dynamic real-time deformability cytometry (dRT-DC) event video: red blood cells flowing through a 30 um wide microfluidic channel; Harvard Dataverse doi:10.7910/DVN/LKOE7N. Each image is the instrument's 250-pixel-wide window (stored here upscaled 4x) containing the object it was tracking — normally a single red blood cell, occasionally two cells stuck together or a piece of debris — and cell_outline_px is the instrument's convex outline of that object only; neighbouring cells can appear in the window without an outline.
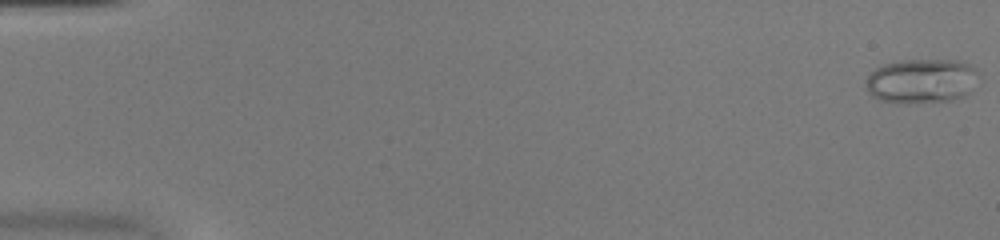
{"species": "common noctule bat (a hibernating species)", "species_latin": "Nyctalus noctula", "temperature_condition": "warm", "stored_images_in_passage": 52, "camera_frame_rate_fps": 3000, "um_per_image_px": 0.085, "animal": {"sex": "female", "body_mass_g": 20.0, "forearm_length_mm": 54.0}, "frame": {"image": 1, "passage_image": 1, "time_ms": 0.0, "image_size_px": [1000, 240], "cell_outline_px": [[980, 76], [968, 92], [964, 96], [952, 100], [908, 104], [900, 104], [880, 100], [872, 96], [868, 92], [864, 84], [864, 80], [876, 68], [884, 64], [900, 60], [956, 60], [968, 64], [976, 68], [980, 72]], "centroid_in_image_um": [78.31, 6.89], "position_along_channel_um": 6.7, "area_um2": 29.71}}
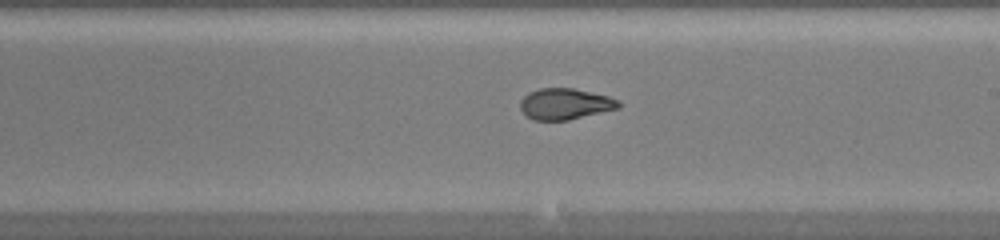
{"frame": {"image": 2, "passage_image": 31, "time_ms": 10.0, "image_size_px": [1000, 240], "cell_outline_px": [[624, 104], [620, 108], [568, 120], [532, 120], [520, 108], [520, 100], [528, 92], [540, 88], [572, 88], [608, 96]], "centroid_in_image_um": [48.04, 8.83], "position_along_channel_um": 241.0, "area_um2": 17.8}}
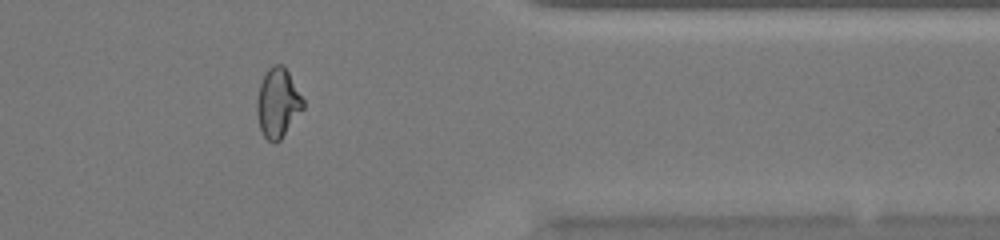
{"frame": {"image": 3, "passage_image": 43, "time_ms": 14.0, "image_size_px": [1000, 240], "cell_outline_px": [[304, 108], [280, 140], [276, 144], [268, 140], [264, 136], [260, 128], [256, 112], [256, 100], [260, 84], [268, 68], [272, 64], [284, 64], [304, 100]], "centroid_in_image_um": [23.61, 8.74], "position_along_channel_um": 387.8, "area_um2": 18.73}, "authors_computed_cell_mechanics": {"area_um2": 20.2589, "velocity_mm_per_s": 4.0323, "shape_relaxation_time_tau1_ms": null, "shape_relaxation_time_tau2_ms": 1.0446, "deformation_change_tau1": null, "deformation_change_tau2": 0.0704}}